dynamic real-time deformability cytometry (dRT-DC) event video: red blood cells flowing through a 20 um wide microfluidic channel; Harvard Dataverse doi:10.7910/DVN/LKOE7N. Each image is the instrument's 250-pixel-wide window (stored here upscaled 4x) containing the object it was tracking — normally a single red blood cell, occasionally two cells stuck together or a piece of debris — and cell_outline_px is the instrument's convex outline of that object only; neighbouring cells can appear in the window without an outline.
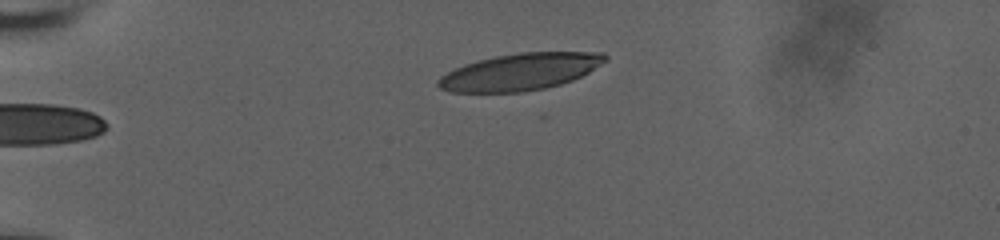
{"species": "human", "species_latin": "Homo sapiens", "temperature_condition": "room temperature", "stored_images_in_passage": 36, "camera_frame_rate_fps": 3000, "um_per_image_px": 0.085, "donor": {"sex": "male"}, "frame": {"image": 1, "passage_image": 1, "time_ms": 0.0, "image_size_px": [1000, 240], "cell_outline_px": [[608, 60], [588, 72], [572, 80], [560, 84], [544, 88], [524, 92], [448, 92], [440, 88], [436, 84], [436, 80], [440, 76], [464, 64], [496, 56], [520, 52], [604, 52], [608, 56]], "centroid_in_image_um": [44.21, 6.1], "position_along_channel_um": 40.8, "area_um2": 35.84}}
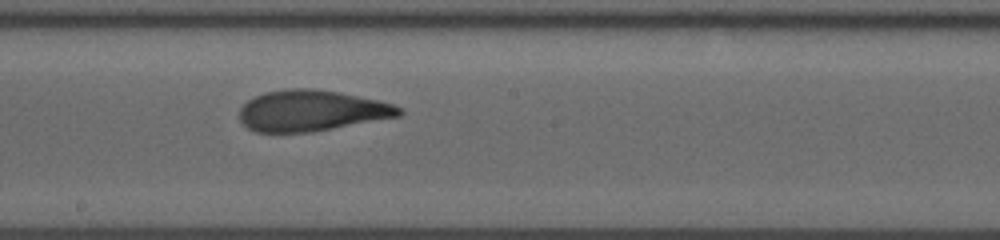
{"frame": {"image": 2, "passage_image": 20, "time_ms": 6.333, "image_size_px": [1000, 240], "cell_outline_px": [[404, 112], [400, 116], [312, 132], [256, 132], [248, 128], [240, 120], [240, 108], [248, 100], [264, 92], [284, 88], [312, 88], [336, 92], [376, 100], [392, 104], [404, 108]], "centroid_in_image_um": [26.47, 9.41], "position_along_channel_um": 221.7, "area_um2": 37.97}}
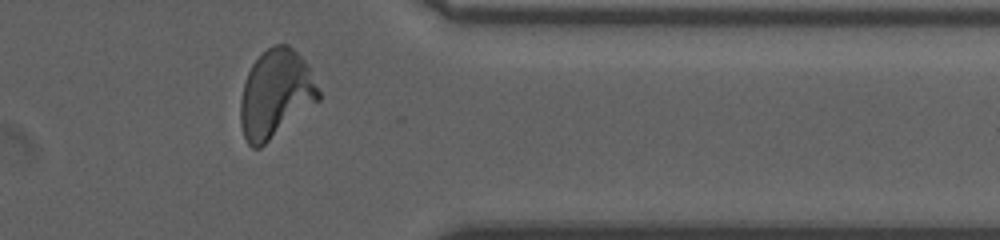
{"frame": {"image": 3, "passage_image": 34, "time_ms": 11.0, "image_size_px": [1000, 240], "cell_outline_px": [[320, 100], [260, 148], [252, 148], [248, 144], [244, 136], [240, 124], [240, 100], [244, 84], [248, 72], [252, 64], [272, 44], [288, 44], [308, 64], [320, 92]], "centroid_in_image_um": [23.43, 7.99], "position_along_channel_um": 388.0, "area_um2": 40.0}, "authors_computed_cell_mechanics": {"area_um2": 38.0902, "velocity_mm_per_s": 3.7255, "shape_relaxation_time_tau1_ms": 5.9708, "shape_relaxation_time_tau2_ms": 1.3722, "deformation_change_tau1": 0.2525, "deformation_change_tau2": 0.0935}}